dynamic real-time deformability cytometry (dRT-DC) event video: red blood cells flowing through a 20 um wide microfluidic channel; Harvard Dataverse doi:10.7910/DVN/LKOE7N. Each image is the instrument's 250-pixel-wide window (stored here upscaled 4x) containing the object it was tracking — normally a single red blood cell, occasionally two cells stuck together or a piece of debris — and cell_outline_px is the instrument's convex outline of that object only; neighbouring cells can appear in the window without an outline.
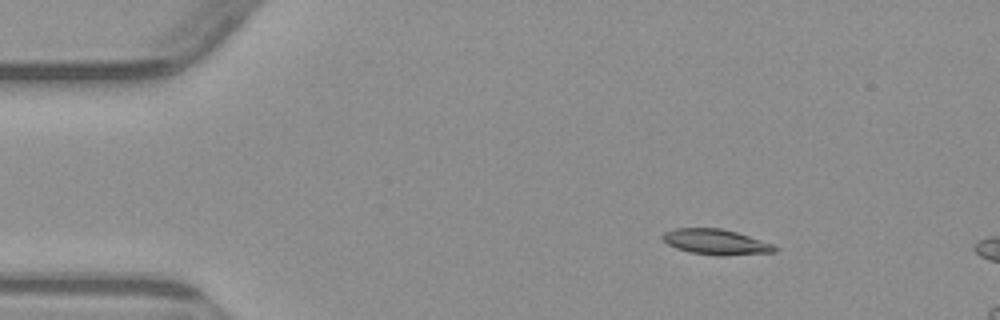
{"species": "common noctule bat (a hibernating species)", "species_latin": "Nyctalus noctula", "temperature_condition": "warm", "stored_images_in_passage": 3, "camera_frame_rate_fps": 3000, "um_per_image_px": 0.085, "animal": {"sex": "male", "body_mass_g": 23.1, "forearm_length_mm": 52.7}, "frame": {"image": 1, "passage_image": 1, "time_ms": 0.0, "image_size_px": [1000, 320], "cell_outline_px": [[780, 248], [776, 252], [724, 256], [716, 256], [692, 252], [676, 248], [668, 244], [660, 236], [664, 232], [676, 228], [720, 228], [736, 232], [772, 244]], "centroid_in_image_um": [60.86, 20.57], "position_along_channel_um": 24.1, "area_um2": 16.59}}